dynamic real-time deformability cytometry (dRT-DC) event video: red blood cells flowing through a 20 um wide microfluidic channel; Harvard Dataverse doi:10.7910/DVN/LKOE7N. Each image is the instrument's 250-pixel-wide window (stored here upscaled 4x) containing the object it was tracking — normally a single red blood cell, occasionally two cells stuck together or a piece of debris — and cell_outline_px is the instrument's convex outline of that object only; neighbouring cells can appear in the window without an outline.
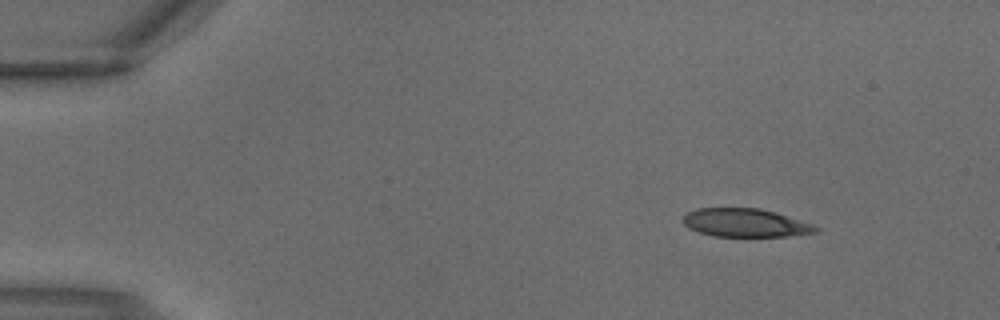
{"species": "common noctule bat (a hibernating species)", "species_latin": "Nyctalus noctula", "temperature_condition": "warm", "stored_images_in_passage": 2, "camera_frame_rate_fps": 3000, "um_per_image_px": 0.085, "animal": {"sex": "male", "body_mass_g": 18.8}, "frame": {"image": 1, "passage_image": 1, "time_ms": 0.0, "image_size_px": [1000, 320], "cell_outline_px": [[820, 228], [816, 232], [788, 236], [712, 236], [688, 228], [680, 220], [688, 212], [696, 208], [760, 208], [776, 212], [812, 224]], "centroid_in_image_um": [63.32, 18.93], "position_along_channel_um": 21.7, "area_um2": 21.91}}
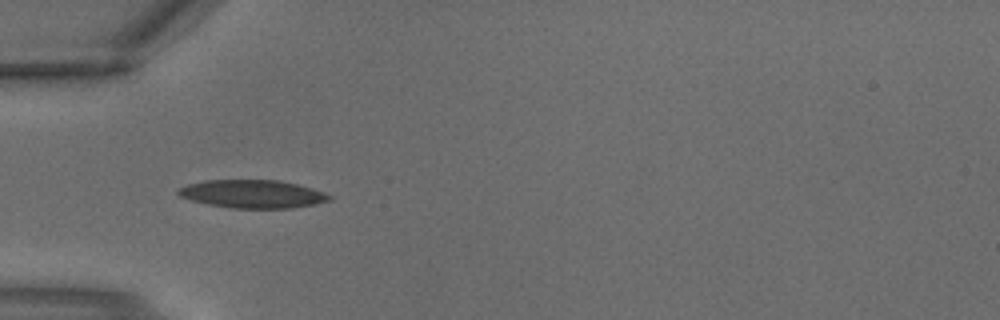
{"frame": {"image": 2, "passage_image": 2, "time_ms": 0.333, "image_size_px": [1000, 320], "cell_outline_px": [[332, 200], [316, 204], [292, 208], [228, 208], [208, 204], [192, 200], [180, 196], [176, 192], [176, 188], [188, 184], [204, 180], [280, 180], [312, 188], [324, 192], [332, 196]], "centroid_in_image_um": [21.47, 16.49], "position_along_channel_um": 63.5, "area_um2": 24.91}}